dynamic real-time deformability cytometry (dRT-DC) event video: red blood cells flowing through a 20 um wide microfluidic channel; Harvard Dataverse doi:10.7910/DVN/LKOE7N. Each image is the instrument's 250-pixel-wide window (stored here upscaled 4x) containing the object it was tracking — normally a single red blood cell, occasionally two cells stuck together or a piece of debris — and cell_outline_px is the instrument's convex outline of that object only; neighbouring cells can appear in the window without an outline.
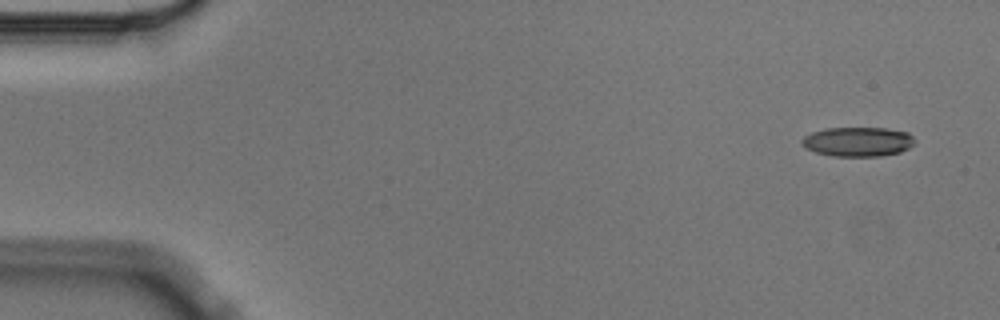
{"species": "Egyptian fruit bat (a non-hibernating species)", "species_latin": "Rousettus aegyptiacus", "temperature_condition": "cold", "stored_images_in_passage": 4, "camera_frame_rate_fps": 3000, "um_per_image_px": 0.085, "animal": {"sex": "male"}, "frame": {"image": 1, "passage_image": 1, "time_ms": 0.0, "image_size_px": [1000, 320], "cell_outline_px": [[916, 140], [908, 148], [900, 152], [880, 156], [832, 156], [816, 152], [804, 148], [800, 140], [804, 136], [812, 132], [824, 128], [888, 128], [908, 132]], "centroid_in_image_um": [72.9, 12.04], "position_along_channel_um": 12.1, "area_um2": 19.48}}
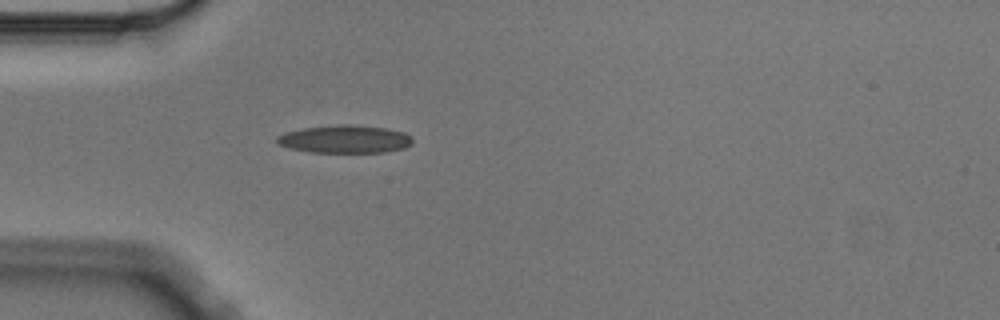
{"frame": {"image": 2, "passage_image": 4, "time_ms": 1.0, "image_size_px": [1000, 320], "cell_outline_px": [[412, 144], [404, 148], [384, 152], [308, 152], [288, 148], [276, 144], [276, 136], [288, 132], [304, 128], [344, 124], [352, 124], [384, 128], [404, 132], [412, 136]], "centroid_in_image_um": [29.31, 11.83], "position_along_channel_um": 55.7, "area_um2": 22.02}}